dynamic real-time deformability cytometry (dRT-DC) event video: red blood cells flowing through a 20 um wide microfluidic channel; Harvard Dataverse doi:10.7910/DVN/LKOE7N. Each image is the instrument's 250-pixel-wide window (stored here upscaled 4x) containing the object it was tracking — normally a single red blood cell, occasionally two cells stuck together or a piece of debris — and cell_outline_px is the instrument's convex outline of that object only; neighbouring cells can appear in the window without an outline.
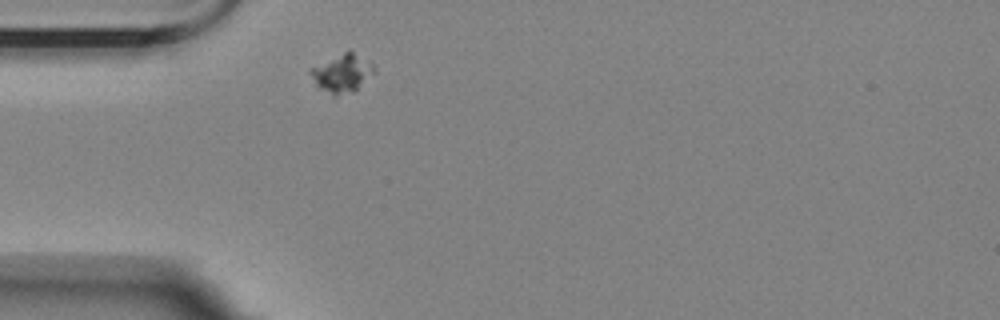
{"species": "Egyptian fruit bat (a non-hibernating species)", "species_latin": "Rousettus aegyptiacus", "temperature_condition": "room temperature", "stored_images_in_passage": 1, "camera_frame_rate_fps": 3000, "um_per_image_px": 0.085, "animal": {"sex": "female"}, "frame": {"image": 1, "passage_image": 1, "time_ms": 0.0, "image_size_px": [1000, 320], "cell_outline_px": [[376, 72], [356, 92], [336, 96], [332, 96], [316, 88], [308, 72], [308, 68], [348, 48], [372, 64], [376, 68]], "centroid_in_image_um": [29.04, 6.24], "position_along_channel_um": 56.0, "area_um2": 15.09}}